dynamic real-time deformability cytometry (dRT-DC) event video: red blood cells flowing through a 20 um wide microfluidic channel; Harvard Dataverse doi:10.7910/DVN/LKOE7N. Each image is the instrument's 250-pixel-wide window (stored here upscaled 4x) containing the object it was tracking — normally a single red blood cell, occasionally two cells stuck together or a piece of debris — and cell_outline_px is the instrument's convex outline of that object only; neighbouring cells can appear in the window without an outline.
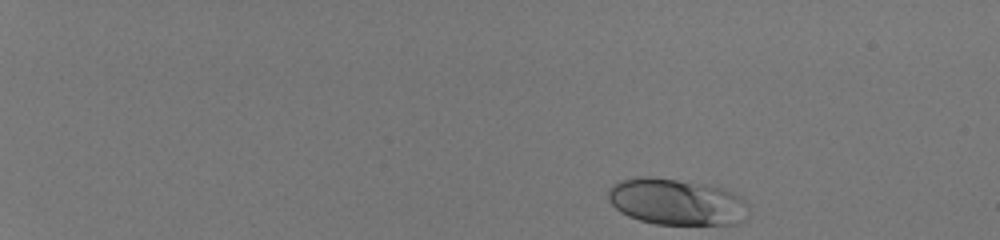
{"species": "human", "species_latin": "Homo sapiens", "temperature_condition": "room temperature", "stored_images_in_passage": 45, "camera_frame_rate_fps": 3000, "um_per_image_px": 0.085, "donor": {"sex": "male"}, "frame": {"image": 1, "passage_image": 1, "time_ms": 0.0, "image_size_px": [1000, 240], "cell_outline_px": [[748, 204], [736, 224], [656, 224], [640, 220], [628, 216], [620, 212], [608, 200], [608, 188], [612, 184], [620, 180], [640, 176], [648, 176], [704, 184], [724, 188], [740, 196]], "centroid_in_image_um": [57.41, 17.14], "position_along_channel_um": 27.6, "area_um2": 37.57}}
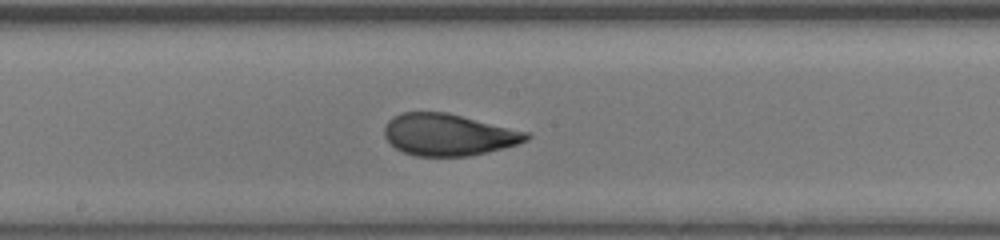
{"frame": {"image": 2, "passage_image": 26, "time_ms": 8.333, "image_size_px": [1000, 240], "cell_outline_px": [[532, 136], [528, 140], [504, 148], [488, 152], [468, 156], [416, 156], [404, 152], [396, 148], [384, 136], [384, 128], [388, 120], [392, 116], [404, 112], [448, 112], [532, 132]], "centroid_in_image_um": [38.17, 11.44], "position_along_channel_um": 210.0, "area_um2": 34.97}}
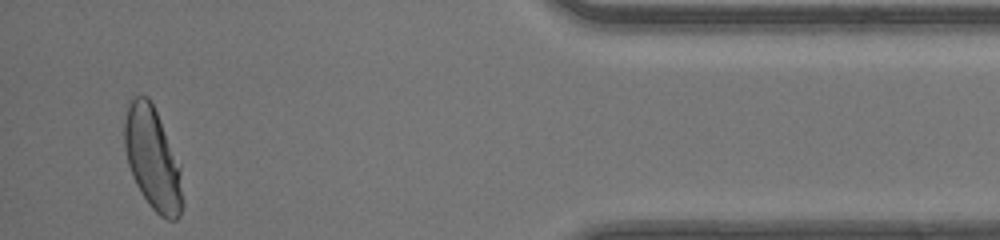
{"frame": {"image": 3, "passage_image": 44, "time_ms": 14.333, "image_size_px": [1000, 240], "cell_outline_px": [[184, 204], [180, 216], [176, 220], [168, 220], [160, 216], [148, 204], [140, 192], [132, 176], [128, 164], [124, 148], [124, 120], [128, 100], [132, 96], [148, 96], [156, 112], [180, 164]], "centroid_in_image_um": [12.97, 13.51], "position_along_channel_um": 422.2, "area_um2": 35.03}, "authors_computed_cell_mechanics": {"area_um2": 34.8534, "velocity_mm_per_s": 4.1784, "shape_relaxation_time_tau1_ms": 5.1912, "shape_relaxation_time_tau2_ms": null, "deformation_change_tau1": 0.1962, "deformation_change_tau2": null}}